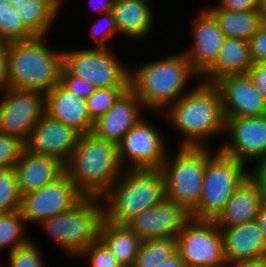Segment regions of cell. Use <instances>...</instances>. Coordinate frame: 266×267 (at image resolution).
<instances>
[{
    "label": "cell",
    "mask_w": 266,
    "mask_h": 267,
    "mask_svg": "<svg viewBox=\"0 0 266 267\" xmlns=\"http://www.w3.org/2000/svg\"><path fill=\"white\" fill-rule=\"evenodd\" d=\"M164 198V178L160 169H123L101 197L103 218L117 225H126Z\"/></svg>",
    "instance_id": "5b68a950"
},
{
    "label": "cell",
    "mask_w": 266,
    "mask_h": 267,
    "mask_svg": "<svg viewBox=\"0 0 266 267\" xmlns=\"http://www.w3.org/2000/svg\"><path fill=\"white\" fill-rule=\"evenodd\" d=\"M113 48L88 47L63 50V67L96 88H129L130 66ZM129 67V68H127Z\"/></svg>",
    "instance_id": "9c48e42d"
},
{
    "label": "cell",
    "mask_w": 266,
    "mask_h": 267,
    "mask_svg": "<svg viewBox=\"0 0 266 267\" xmlns=\"http://www.w3.org/2000/svg\"><path fill=\"white\" fill-rule=\"evenodd\" d=\"M14 169L21 196L54 182L65 172L64 164L57 158L34 154L25 148Z\"/></svg>",
    "instance_id": "44dd1931"
},
{
    "label": "cell",
    "mask_w": 266,
    "mask_h": 267,
    "mask_svg": "<svg viewBox=\"0 0 266 267\" xmlns=\"http://www.w3.org/2000/svg\"><path fill=\"white\" fill-rule=\"evenodd\" d=\"M209 147L179 146L170 153L160 170L164 178L165 198L191 212L202 195V182L208 157L215 151Z\"/></svg>",
    "instance_id": "ba28073f"
},
{
    "label": "cell",
    "mask_w": 266,
    "mask_h": 267,
    "mask_svg": "<svg viewBox=\"0 0 266 267\" xmlns=\"http://www.w3.org/2000/svg\"><path fill=\"white\" fill-rule=\"evenodd\" d=\"M177 253L186 267H223V239L214 221L191 219L176 236Z\"/></svg>",
    "instance_id": "30bf717a"
},
{
    "label": "cell",
    "mask_w": 266,
    "mask_h": 267,
    "mask_svg": "<svg viewBox=\"0 0 266 267\" xmlns=\"http://www.w3.org/2000/svg\"><path fill=\"white\" fill-rule=\"evenodd\" d=\"M102 219V199L83 197L66 212L42 220L38 225L66 255L75 258L98 239Z\"/></svg>",
    "instance_id": "8992f818"
},
{
    "label": "cell",
    "mask_w": 266,
    "mask_h": 267,
    "mask_svg": "<svg viewBox=\"0 0 266 267\" xmlns=\"http://www.w3.org/2000/svg\"><path fill=\"white\" fill-rule=\"evenodd\" d=\"M128 88H99L95 89L86 99L87 112L94 122L106 114L114 105L119 96Z\"/></svg>",
    "instance_id": "d6a6232c"
},
{
    "label": "cell",
    "mask_w": 266,
    "mask_h": 267,
    "mask_svg": "<svg viewBox=\"0 0 266 267\" xmlns=\"http://www.w3.org/2000/svg\"><path fill=\"white\" fill-rule=\"evenodd\" d=\"M21 195L14 168L0 169V213L19 210Z\"/></svg>",
    "instance_id": "1f68e13d"
},
{
    "label": "cell",
    "mask_w": 266,
    "mask_h": 267,
    "mask_svg": "<svg viewBox=\"0 0 266 267\" xmlns=\"http://www.w3.org/2000/svg\"><path fill=\"white\" fill-rule=\"evenodd\" d=\"M145 118L117 144L118 159L123 169H160L170 153L161 131Z\"/></svg>",
    "instance_id": "8fae6325"
},
{
    "label": "cell",
    "mask_w": 266,
    "mask_h": 267,
    "mask_svg": "<svg viewBox=\"0 0 266 267\" xmlns=\"http://www.w3.org/2000/svg\"><path fill=\"white\" fill-rule=\"evenodd\" d=\"M198 82L164 114L161 112L168 125L180 134L178 147H209V140H216L225 133L226 120L219 90L213 83Z\"/></svg>",
    "instance_id": "6da1fadb"
},
{
    "label": "cell",
    "mask_w": 266,
    "mask_h": 267,
    "mask_svg": "<svg viewBox=\"0 0 266 267\" xmlns=\"http://www.w3.org/2000/svg\"><path fill=\"white\" fill-rule=\"evenodd\" d=\"M64 168L84 197L97 198L108 191L123 171L117 144L91 133L80 135Z\"/></svg>",
    "instance_id": "3957f363"
},
{
    "label": "cell",
    "mask_w": 266,
    "mask_h": 267,
    "mask_svg": "<svg viewBox=\"0 0 266 267\" xmlns=\"http://www.w3.org/2000/svg\"><path fill=\"white\" fill-rule=\"evenodd\" d=\"M36 36L23 24L9 0H0V41H28Z\"/></svg>",
    "instance_id": "f546056e"
},
{
    "label": "cell",
    "mask_w": 266,
    "mask_h": 267,
    "mask_svg": "<svg viewBox=\"0 0 266 267\" xmlns=\"http://www.w3.org/2000/svg\"><path fill=\"white\" fill-rule=\"evenodd\" d=\"M143 111H147L146 108L137 95L128 88L106 114L93 122L91 134L118 144L129 130L144 118Z\"/></svg>",
    "instance_id": "ac0fdd59"
},
{
    "label": "cell",
    "mask_w": 266,
    "mask_h": 267,
    "mask_svg": "<svg viewBox=\"0 0 266 267\" xmlns=\"http://www.w3.org/2000/svg\"><path fill=\"white\" fill-rule=\"evenodd\" d=\"M260 11L262 22L266 24V0H261Z\"/></svg>",
    "instance_id": "681fc988"
},
{
    "label": "cell",
    "mask_w": 266,
    "mask_h": 267,
    "mask_svg": "<svg viewBox=\"0 0 266 267\" xmlns=\"http://www.w3.org/2000/svg\"><path fill=\"white\" fill-rule=\"evenodd\" d=\"M83 197L64 172L54 182L22 195L19 211L25 223L38 224L42 220L66 212Z\"/></svg>",
    "instance_id": "4fadbf2b"
},
{
    "label": "cell",
    "mask_w": 266,
    "mask_h": 267,
    "mask_svg": "<svg viewBox=\"0 0 266 267\" xmlns=\"http://www.w3.org/2000/svg\"><path fill=\"white\" fill-rule=\"evenodd\" d=\"M101 18L95 20L93 25L90 26L91 37L94 42L96 41V48H112L108 40L118 35V28L111 12L103 13ZM110 46V47H109Z\"/></svg>",
    "instance_id": "d590c367"
},
{
    "label": "cell",
    "mask_w": 266,
    "mask_h": 267,
    "mask_svg": "<svg viewBox=\"0 0 266 267\" xmlns=\"http://www.w3.org/2000/svg\"><path fill=\"white\" fill-rule=\"evenodd\" d=\"M23 148L18 138L0 133V169L14 168Z\"/></svg>",
    "instance_id": "8d00e7d4"
},
{
    "label": "cell",
    "mask_w": 266,
    "mask_h": 267,
    "mask_svg": "<svg viewBox=\"0 0 266 267\" xmlns=\"http://www.w3.org/2000/svg\"><path fill=\"white\" fill-rule=\"evenodd\" d=\"M77 258L88 260L90 262L88 267H122L99 239L84 249Z\"/></svg>",
    "instance_id": "e575fe53"
},
{
    "label": "cell",
    "mask_w": 266,
    "mask_h": 267,
    "mask_svg": "<svg viewBox=\"0 0 266 267\" xmlns=\"http://www.w3.org/2000/svg\"><path fill=\"white\" fill-rule=\"evenodd\" d=\"M256 221L266 241V200L262 203Z\"/></svg>",
    "instance_id": "bcb514c9"
},
{
    "label": "cell",
    "mask_w": 266,
    "mask_h": 267,
    "mask_svg": "<svg viewBox=\"0 0 266 267\" xmlns=\"http://www.w3.org/2000/svg\"><path fill=\"white\" fill-rule=\"evenodd\" d=\"M248 165L226 155L219 148L208 157L198 205L190 212L195 220L214 221L234 192L249 176Z\"/></svg>",
    "instance_id": "52a82bcc"
},
{
    "label": "cell",
    "mask_w": 266,
    "mask_h": 267,
    "mask_svg": "<svg viewBox=\"0 0 266 267\" xmlns=\"http://www.w3.org/2000/svg\"><path fill=\"white\" fill-rule=\"evenodd\" d=\"M155 267H186V265L179 254L176 253L171 258L157 264Z\"/></svg>",
    "instance_id": "7dc6e473"
},
{
    "label": "cell",
    "mask_w": 266,
    "mask_h": 267,
    "mask_svg": "<svg viewBox=\"0 0 266 267\" xmlns=\"http://www.w3.org/2000/svg\"><path fill=\"white\" fill-rule=\"evenodd\" d=\"M7 51L8 42L0 41V91L3 92L7 87Z\"/></svg>",
    "instance_id": "7bdbcfd3"
},
{
    "label": "cell",
    "mask_w": 266,
    "mask_h": 267,
    "mask_svg": "<svg viewBox=\"0 0 266 267\" xmlns=\"http://www.w3.org/2000/svg\"><path fill=\"white\" fill-rule=\"evenodd\" d=\"M8 255L9 266L6 265L7 267H46L42 252L32 240ZM0 267H2L1 264Z\"/></svg>",
    "instance_id": "836d02e7"
},
{
    "label": "cell",
    "mask_w": 266,
    "mask_h": 267,
    "mask_svg": "<svg viewBox=\"0 0 266 267\" xmlns=\"http://www.w3.org/2000/svg\"><path fill=\"white\" fill-rule=\"evenodd\" d=\"M45 114V93L6 88L0 94V133L25 143Z\"/></svg>",
    "instance_id": "7c38bea8"
},
{
    "label": "cell",
    "mask_w": 266,
    "mask_h": 267,
    "mask_svg": "<svg viewBox=\"0 0 266 267\" xmlns=\"http://www.w3.org/2000/svg\"><path fill=\"white\" fill-rule=\"evenodd\" d=\"M196 16L190 30L192 46L182 52L188 58L192 69L200 76L215 60L224 43L225 35L205 8Z\"/></svg>",
    "instance_id": "d6986e66"
},
{
    "label": "cell",
    "mask_w": 266,
    "mask_h": 267,
    "mask_svg": "<svg viewBox=\"0 0 266 267\" xmlns=\"http://www.w3.org/2000/svg\"><path fill=\"white\" fill-rule=\"evenodd\" d=\"M98 239L110 250L122 267H133L142 240L127 226L101 220Z\"/></svg>",
    "instance_id": "484cf974"
},
{
    "label": "cell",
    "mask_w": 266,
    "mask_h": 267,
    "mask_svg": "<svg viewBox=\"0 0 266 267\" xmlns=\"http://www.w3.org/2000/svg\"><path fill=\"white\" fill-rule=\"evenodd\" d=\"M254 165V169H249V177L258 185L266 197V155Z\"/></svg>",
    "instance_id": "b9f144b4"
},
{
    "label": "cell",
    "mask_w": 266,
    "mask_h": 267,
    "mask_svg": "<svg viewBox=\"0 0 266 267\" xmlns=\"http://www.w3.org/2000/svg\"><path fill=\"white\" fill-rule=\"evenodd\" d=\"M59 83L70 93L87 99L95 91V87L86 79L70 74L63 66L60 71Z\"/></svg>",
    "instance_id": "74e56055"
},
{
    "label": "cell",
    "mask_w": 266,
    "mask_h": 267,
    "mask_svg": "<svg viewBox=\"0 0 266 267\" xmlns=\"http://www.w3.org/2000/svg\"><path fill=\"white\" fill-rule=\"evenodd\" d=\"M199 75L192 69L183 52L160 60L144 62L130 68L129 88L137 95L146 110L162 113L185 93L188 83Z\"/></svg>",
    "instance_id": "7a4b0ae2"
},
{
    "label": "cell",
    "mask_w": 266,
    "mask_h": 267,
    "mask_svg": "<svg viewBox=\"0 0 266 267\" xmlns=\"http://www.w3.org/2000/svg\"><path fill=\"white\" fill-rule=\"evenodd\" d=\"M80 135L75 129L44 114L32 128L24 148L34 154L57 158L65 165Z\"/></svg>",
    "instance_id": "e0dca14e"
},
{
    "label": "cell",
    "mask_w": 266,
    "mask_h": 267,
    "mask_svg": "<svg viewBox=\"0 0 266 267\" xmlns=\"http://www.w3.org/2000/svg\"><path fill=\"white\" fill-rule=\"evenodd\" d=\"M148 1L150 2V0L114 1L111 13L118 28V35L131 40H145L147 35H150L155 18L152 4Z\"/></svg>",
    "instance_id": "d4e9b609"
},
{
    "label": "cell",
    "mask_w": 266,
    "mask_h": 267,
    "mask_svg": "<svg viewBox=\"0 0 266 267\" xmlns=\"http://www.w3.org/2000/svg\"><path fill=\"white\" fill-rule=\"evenodd\" d=\"M220 231L226 262L266 256V241L256 220Z\"/></svg>",
    "instance_id": "603a6c76"
},
{
    "label": "cell",
    "mask_w": 266,
    "mask_h": 267,
    "mask_svg": "<svg viewBox=\"0 0 266 267\" xmlns=\"http://www.w3.org/2000/svg\"><path fill=\"white\" fill-rule=\"evenodd\" d=\"M89 1L91 5L90 9L95 13L98 12L101 15V13L103 14L112 12L114 0H89Z\"/></svg>",
    "instance_id": "f6af8a7d"
},
{
    "label": "cell",
    "mask_w": 266,
    "mask_h": 267,
    "mask_svg": "<svg viewBox=\"0 0 266 267\" xmlns=\"http://www.w3.org/2000/svg\"><path fill=\"white\" fill-rule=\"evenodd\" d=\"M223 267H266V256L226 262Z\"/></svg>",
    "instance_id": "ee69618b"
},
{
    "label": "cell",
    "mask_w": 266,
    "mask_h": 267,
    "mask_svg": "<svg viewBox=\"0 0 266 267\" xmlns=\"http://www.w3.org/2000/svg\"><path fill=\"white\" fill-rule=\"evenodd\" d=\"M248 75L253 80L257 91L266 101V62L253 63L248 71Z\"/></svg>",
    "instance_id": "60d3db41"
},
{
    "label": "cell",
    "mask_w": 266,
    "mask_h": 267,
    "mask_svg": "<svg viewBox=\"0 0 266 267\" xmlns=\"http://www.w3.org/2000/svg\"><path fill=\"white\" fill-rule=\"evenodd\" d=\"M190 212L164 198L159 204L136 215L126 225L142 240L173 237L191 220Z\"/></svg>",
    "instance_id": "9a60e30c"
},
{
    "label": "cell",
    "mask_w": 266,
    "mask_h": 267,
    "mask_svg": "<svg viewBox=\"0 0 266 267\" xmlns=\"http://www.w3.org/2000/svg\"><path fill=\"white\" fill-rule=\"evenodd\" d=\"M265 200L266 197L262 190L248 176L234 192L214 222L221 230L254 221Z\"/></svg>",
    "instance_id": "7402d4cb"
},
{
    "label": "cell",
    "mask_w": 266,
    "mask_h": 267,
    "mask_svg": "<svg viewBox=\"0 0 266 267\" xmlns=\"http://www.w3.org/2000/svg\"><path fill=\"white\" fill-rule=\"evenodd\" d=\"M219 90L225 120L266 115V101L247 74H231L213 83Z\"/></svg>",
    "instance_id": "2e32d148"
},
{
    "label": "cell",
    "mask_w": 266,
    "mask_h": 267,
    "mask_svg": "<svg viewBox=\"0 0 266 267\" xmlns=\"http://www.w3.org/2000/svg\"><path fill=\"white\" fill-rule=\"evenodd\" d=\"M45 115L81 135L91 133L93 128L86 99L70 93L59 82L45 93Z\"/></svg>",
    "instance_id": "ffe728a7"
},
{
    "label": "cell",
    "mask_w": 266,
    "mask_h": 267,
    "mask_svg": "<svg viewBox=\"0 0 266 267\" xmlns=\"http://www.w3.org/2000/svg\"><path fill=\"white\" fill-rule=\"evenodd\" d=\"M248 42L252 62H266V24L263 23Z\"/></svg>",
    "instance_id": "f35d334b"
},
{
    "label": "cell",
    "mask_w": 266,
    "mask_h": 267,
    "mask_svg": "<svg viewBox=\"0 0 266 267\" xmlns=\"http://www.w3.org/2000/svg\"><path fill=\"white\" fill-rule=\"evenodd\" d=\"M252 65L249 42L225 37L213 63L199 76L200 79L196 80L203 83H215L227 75L247 74Z\"/></svg>",
    "instance_id": "cb8c5ba5"
},
{
    "label": "cell",
    "mask_w": 266,
    "mask_h": 267,
    "mask_svg": "<svg viewBox=\"0 0 266 267\" xmlns=\"http://www.w3.org/2000/svg\"><path fill=\"white\" fill-rule=\"evenodd\" d=\"M215 19L225 37L249 41L263 24L260 10L238 12L225 9H206Z\"/></svg>",
    "instance_id": "4316f807"
},
{
    "label": "cell",
    "mask_w": 266,
    "mask_h": 267,
    "mask_svg": "<svg viewBox=\"0 0 266 267\" xmlns=\"http://www.w3.org/2000/svg\"><path fill=\"white\" fill-rule=\"evenodd\" d=\"M225 134L228 138L218 148L242 164L256 163L266 155V115L228 118Z\"/></svg>",
    "instance_id": "5bb4252c"
},
{
    "label": "cell",
    "mask_w": 266,
    "mask_h": 267,
    "mask_svg": "<svg viewBox=\"0 0 266 267\" xmlns=\"http://www.w3.org/2000/svg\"><path fill=\"white\" fill-rule=\"evenodd\" d=\"M10 4H26V3H36V2H64L63 0H9Z\"/></svg>",
    "instance_id": "c3c4849f"
},
{
    "label": "cell",
    "mask_w": 266,
    "mask_h": 267,
    "mask_svg": "<svg viewBox=\"0 0 266 267\" xmlns=\"http://www.w3.org/2000/svg\"><path fill=\"white\" fill-rule=\"evenodd\" d=\"M25 224L19 210L0 213V251L8 248L10 253L31 240L24 234Z\"/></svg>",
    "instance_id": "4dcf8cb0"
},
{
    "label": "cell",
    "mask_w": 266,
    "mask_h": 267,
    "mask_svg": "<svg viewBox=\"0 0 266 267\" xmlns=\"http://www.w3.org/2000/svg\"><path fill=\"white\" fill-rule=\"evenodd\" d=\"M63 2H36L14 4L13 7L20 12L23 24L35 36H47L60 13Z\"/></svg>",
    "instance_id": "83f0119b"
},
{
    "label": "cell",
    "mask_w": 266,
    "mask_h": 267,
    "mask_svg": "<svg viewBox=\"0 0 266 267\" xmlns=\"http://www.w3.org/2000/svg\"><path fill=\"white\" fill-rule=\"evenodd\" d=\"M176 253V238L166 237L142 241L133 267H155Z\"/></svg>",
    "instance_id": "f1b7e54d"
},
{
    "label": "cell",
    "mask_w": 266,
    "mask_h": 267,
    "mask_svg": "<svg viewBox=\"0 0 266 267\" xmlns=\"http://www.w3.org/2000/svg\"><path fill=\"white\" fill-rule=\"evenodd\" d=\"M46 42V36H36L8 43V88L47 93L59 82L63 49L50 48Z\"/></svg>",
    "instance_id": "277c9868"
},
{
    "label": "cell",
    "mask_w": 266,
    "mask_h": 267,
    "mask_svg": "<svg viewBox=\"0 0 266 267\" xmlns=\"http://www.w3.org/2000/svg\"><path fill=\"white\" fill-rule=\"evenodd\" d=\"M218 5L205 7V9H225L238 12L260 10L261 0H218Z\"/></svg>",
    "instance_id": "ab89813d"
}]
</instances>
